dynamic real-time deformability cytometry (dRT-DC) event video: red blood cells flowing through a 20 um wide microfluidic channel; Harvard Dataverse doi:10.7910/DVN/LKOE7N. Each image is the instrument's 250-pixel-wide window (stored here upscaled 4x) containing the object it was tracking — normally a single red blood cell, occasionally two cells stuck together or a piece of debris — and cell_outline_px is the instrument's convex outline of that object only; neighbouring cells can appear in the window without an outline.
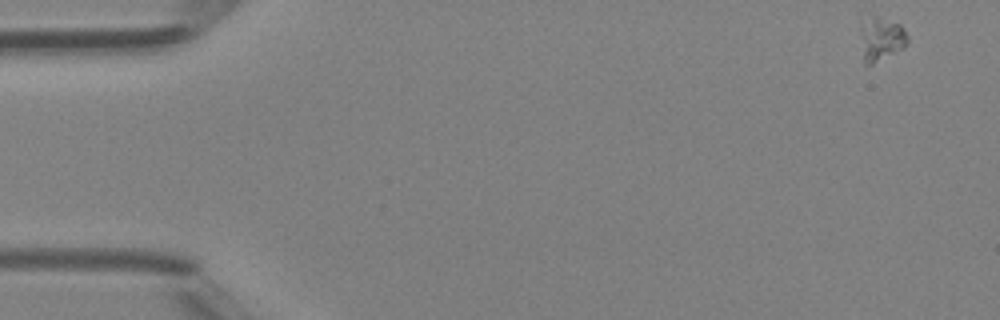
{"species": "Egyptian fruit bat (a non-hibernating species)", "species_latin": "Rousettus aegyptiacus", "temperature_condition": "room temperature", "stored_images_in_passage": 43, "camera_frame_rate_fps": 3000, "um_per_image_px": 0.085, "animal": {"sex": "female"}, "frame": {"image": 1, "passage_image": 1, "time_ms": 0.0, "image_size_px": [1000, 320], "cell_outline_px": [[908, 44], [904, 48], [872, 64], [864, 64], [860, 28], [860, 20], [872, 16], [900, 24], [904, 28], [908, 36]], "centroid_in_image_um": [74.9, 3.3], "position_along_channel_um": 10.1, "area_um2": 12.02}}